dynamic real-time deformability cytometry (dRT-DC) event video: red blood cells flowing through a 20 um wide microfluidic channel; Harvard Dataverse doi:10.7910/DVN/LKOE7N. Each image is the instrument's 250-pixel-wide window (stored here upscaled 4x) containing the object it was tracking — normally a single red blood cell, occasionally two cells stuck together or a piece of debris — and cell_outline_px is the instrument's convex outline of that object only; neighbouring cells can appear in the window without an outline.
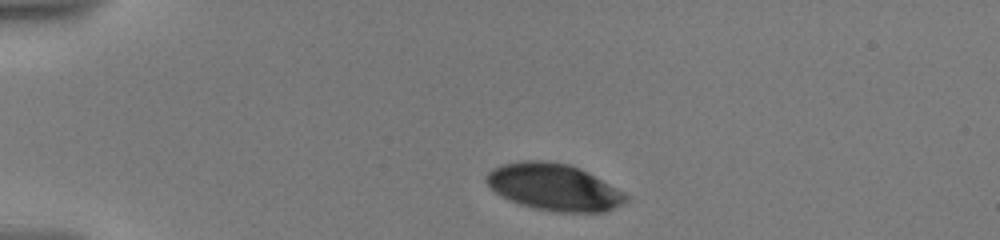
{"species": "human", "species_latin": "Homo sapiens", "temperature_condition": "warm", "stored_images_in_passage": 16, "camera_frame_rate_fps": 3000, "um_per_image_px": 0.085, "donor": {"sex": "male"}, "frame": {"image": 1, "passage_image": 1, "time_ms": 0.0, "image_size_px": [1000, 240], "cell_outline_px": [[628, 200], [604, 212], [556, 212], [536, 208], [520, 204], [508, 200], [500, 196], [488, 184], [488, 172], [492, 168], [500, 164], [524, 160], [544, 160], [568, 164], [580, 168], [588, 172], [624, 192], [628, 196]], "centroid_in_image_um": [47.08, 15.9], "position_along_channel_um": 37.9, "area_um2": 37.86}}
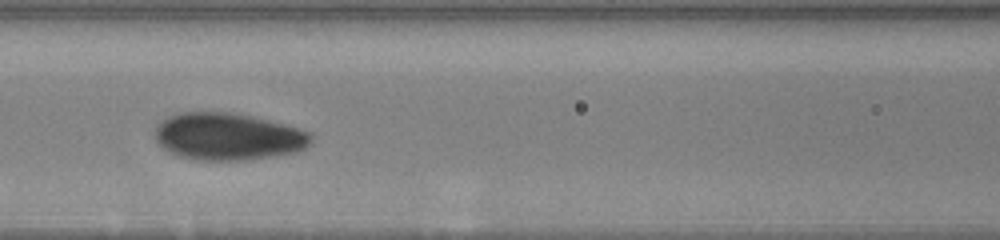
{"frame": {"image": 2, "passage_image": 9, "time_ms": 4.667, "image_size_px": [1000, 240], "cell_outline_px": [[312, 140], [304, 148], [296, 152], [276, 156], [248, 160], [196, 160], [176, 156], [164, 148], [156, 140], [156, 124], [168, 116], [180, 112], [232, 112], [252, 116], [268, 120], [312, 132]], "centroid_in_image_um": [19.37, 11.61], "position_along_channel_um": 147.2, "area_um2": 43.12}}
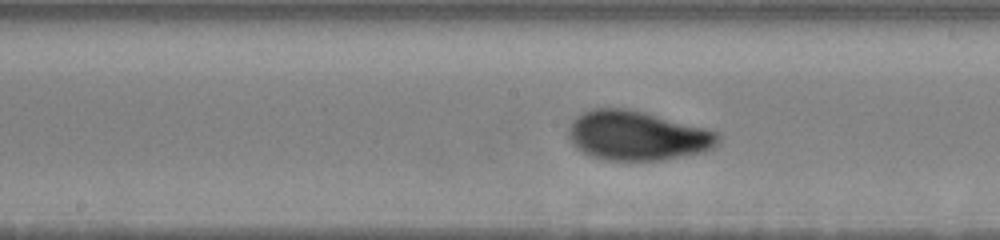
{"frame": {"image": 3, "passage_image": 14, "time_ms": 6.0, "image_size_px": [1000, 240], "cell_outline_px": [[720, 140], [712, 148], [704, 152], [660, 160], [600, 160], [576, 148], [568, 136], [568, 128], [572, 120], [576, 116], [592, 108], [628, 108], [644, 112], [720, 132]], "centroid_in_image_um": [54.15, 11.53], "position_along_channel_um": 194.1, "area_um2": 43.12}}